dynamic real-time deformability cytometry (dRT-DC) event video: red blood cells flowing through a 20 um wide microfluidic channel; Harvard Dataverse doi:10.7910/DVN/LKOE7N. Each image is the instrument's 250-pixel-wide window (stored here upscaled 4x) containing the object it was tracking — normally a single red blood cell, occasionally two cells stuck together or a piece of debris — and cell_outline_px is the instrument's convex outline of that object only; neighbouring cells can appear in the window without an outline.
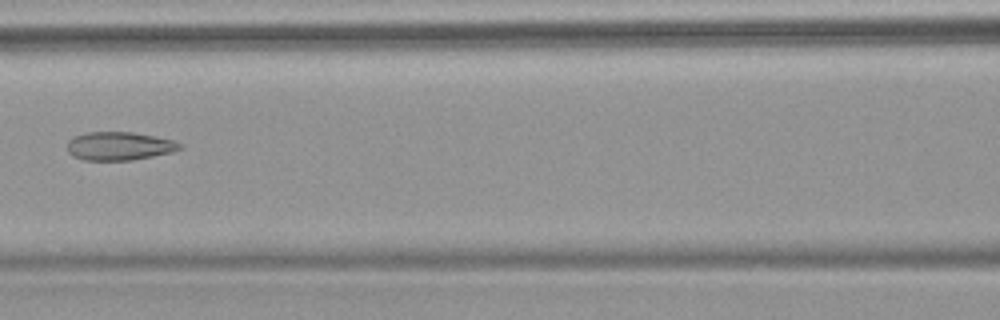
{"species": "common noctule bat (a hibernating species)", "species_latin": "Nyctalus noctula", "temperature_condition": "warm", "stored_images_in_passage": 4, "camera_frame_rate_fps": 3000, "um_per_image_px": 0.085, "animal": {"sex": "female", "body_mass_g": 18.4}, "frame": {"image": 1, "passage_image": 4, "time_ms": 4.0, "image_size_px": [1000, 320], "cell_outline_px": [[184, 148], [172, 152], [132, 160], [84, 160], [72, 156], [68, 152], [68, 140], [72, 136], [88, 132], [132, 132], [172, 140], [184, 144]], "centroid_in_image_um": [10.13, 12.41], "position_along_channel_um": 156.5, "area_um2": 18.67}}